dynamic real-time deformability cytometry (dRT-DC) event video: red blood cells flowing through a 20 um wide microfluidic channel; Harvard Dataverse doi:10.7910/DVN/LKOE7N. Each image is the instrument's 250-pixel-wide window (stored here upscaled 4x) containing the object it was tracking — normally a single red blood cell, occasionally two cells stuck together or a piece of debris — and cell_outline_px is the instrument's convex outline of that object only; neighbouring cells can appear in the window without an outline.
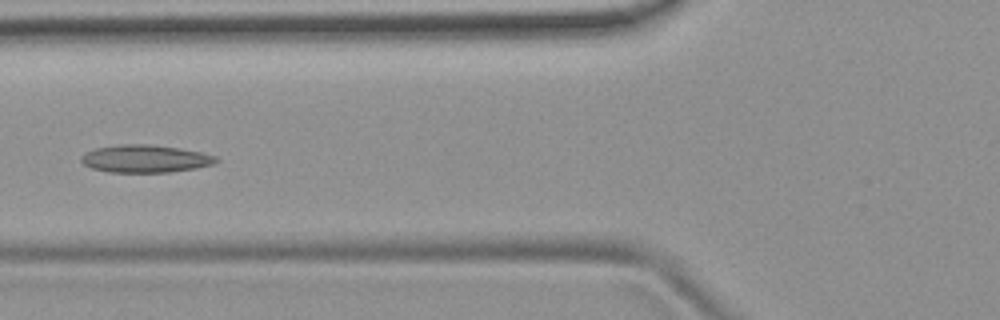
{"species": "common noctule bat (a hibernating species)", "species_latin": "Nyctalus noctula", "temperature_condition": "room temperature", "stored_images_in_passage": 8, "camera_frame_rate_fps": 3000, "um_per_image_px": 0.085, "animal": {"sex": "female", "body_mass_g": 19.9}, "frame": {"image": 1, "passage_image": 5, "time_ms": 1.333, "image_size_px": [1000, 320], "cell_outline_px": [[220, 160], [212, 164], [196, 168], [168, 172], [108, 172], [92, 168], [84, 164], [80, 160], [80, 156], [84, 152], [96, 148], [116, 144], [148, 144], [180, 148], [200, 152], [216, 156]], "centroid_in_image_um": [12.31, 13.48], "position_along_channel_um": 113.5, "area_um2": 21.79}}
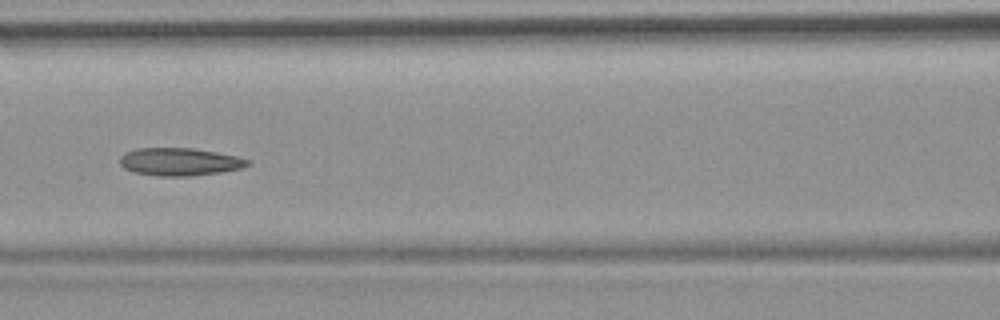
{"frame": {"image": 2, "passage_image": 6, "time_ms": 1.667, "image_size_px": [1000, 320], "cell_outline_px": [[252, 164], [240, 168], [220, 172], [192, 176], [156, 176], [136, 172], [124, 168], [120, 164], [120, 156], [124, 152], [136, 148], [192, 148], [216, 152], [236, 156], [248, 160]], "centroid_in_image_um": [15.24, 13.75], "position_along_channel_um": 151.4, "area_um2": 20.63}}